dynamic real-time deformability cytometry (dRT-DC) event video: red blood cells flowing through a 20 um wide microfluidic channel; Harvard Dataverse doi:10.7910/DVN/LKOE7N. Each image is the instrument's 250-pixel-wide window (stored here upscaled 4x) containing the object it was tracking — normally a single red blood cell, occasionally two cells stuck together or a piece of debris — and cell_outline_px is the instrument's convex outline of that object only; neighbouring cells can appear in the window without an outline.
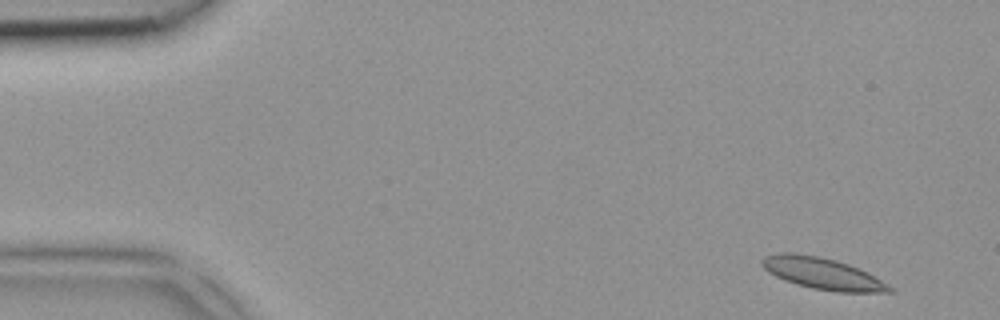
{"species": "common noctule bat (a hibernating species)", "species_latin": "Nyctalus noctula", "temperature_condition": "room temperature", "stored_images_in_passage": 7, "camera_frame_rate_fps": 3000, "um_per_image_px": 0.085, "animal": {"sex": "female", "body_mass_g": 18.4}, "frame": {"image": 1, "passage_image": 1, "time_ms": 0.0, "image_size_px": [1000, 320], "cell_outline_px": [[896, 292], [836, 292], [812, 288], [796, 284], [784, 280], [768, 272], [760, 264], [760, 260], [764, 256], [776, 252], [792, 252], [820, 256], [836, 260], [848, 264], [896, 288]], "centroid_in_image_um": [69.86, 23.24], "position_along_channel_um": 15.1, "area_um2": 23.52}}
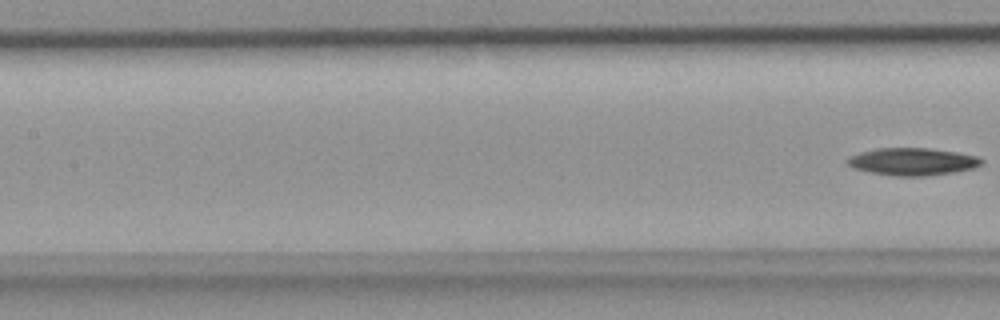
{"frame": {"image": 2, "passage_image": 7, "time_ms": 2.0, "image_size_px": [1000, 320], "cell_outline_px": [[984, 164], [976, 168], [952, 172], [924, 176], [892, 176], [868, 172], [852, 168], [844, 160], [848, 156], [860, 152], [876, 148], [932, 148], [956, 152], [976, 156], [984, 160]], "centroid_in_image_um": [77.54, 13.74], "position_along_channel_um": 129.9, "area_um2": 21.73}}